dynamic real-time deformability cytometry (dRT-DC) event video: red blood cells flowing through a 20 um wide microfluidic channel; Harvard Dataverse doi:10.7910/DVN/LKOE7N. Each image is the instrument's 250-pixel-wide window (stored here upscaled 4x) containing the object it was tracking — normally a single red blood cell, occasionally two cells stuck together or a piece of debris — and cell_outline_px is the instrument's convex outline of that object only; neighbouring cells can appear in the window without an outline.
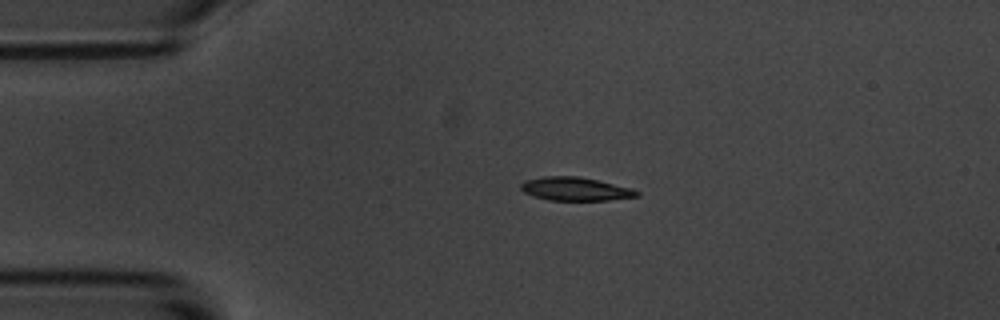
{"species": "common noctule bat (a hibernating species)", "species_latin": "Nyctalus noctula", "temperature_condition": "room temperature", "stored_images_in_passage": 3, "camera_frame_rate_fps": 3000, "um_per_image_px": 0.085, "animal": {"sex": "male", "body_mass_g": 20.1, "forearm_length_mm": 53.5}, "frame": {"image": 1, "passage_image": 2, "time_ms": 1.333, "image_size_px": [1000, 320], "cell_outline_px": [[640, 196], [608, 200], [548, 200], [532, 196], [524, 192], [520, 188], [520, 184], [524, 180], [544, 176], [580, 176], [632, 188], [640, 192]], "centroid_in_image_um": [48.89, 16.06], "position_along_channel_um": 36.1, "area_um2": 15.95}}